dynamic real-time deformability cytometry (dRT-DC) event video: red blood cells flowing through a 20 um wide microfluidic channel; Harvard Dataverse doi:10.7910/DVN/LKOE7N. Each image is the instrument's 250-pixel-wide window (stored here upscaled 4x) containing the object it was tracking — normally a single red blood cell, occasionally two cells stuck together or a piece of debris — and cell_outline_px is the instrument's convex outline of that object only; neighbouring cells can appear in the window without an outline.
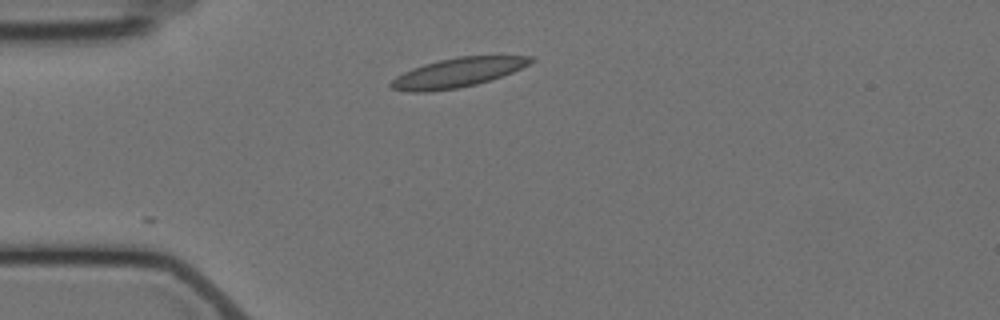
{"species": "Egyptian fruit bat (a non-hibernating species)", "species_latin": "Rousettus aegyptiacus", "temperature_condition": "cold", "stored_images_in_passage": 2, "camera_frame_rate_fps": 3000, "um_per_image_px": 0.085, "animal": {"sex": "female"}, "frame": {"image": 1, "passage_image": 2, "time_ms": 1.0, "image_size_px": [1000, 320], "cell_outline_px": [[536, 60], [512, 72], [476, 84], [456, 88], [428, 92], [408, 92], [392, 88], [388, 84], [396, 76], [412, 68], [424, 64], [440, 60], [460, 56], [532, 56]], "centroid_in_image_um": [38.86, 6.17], "position_along_channel_um": 46.1, "area_um2": 23.52}}